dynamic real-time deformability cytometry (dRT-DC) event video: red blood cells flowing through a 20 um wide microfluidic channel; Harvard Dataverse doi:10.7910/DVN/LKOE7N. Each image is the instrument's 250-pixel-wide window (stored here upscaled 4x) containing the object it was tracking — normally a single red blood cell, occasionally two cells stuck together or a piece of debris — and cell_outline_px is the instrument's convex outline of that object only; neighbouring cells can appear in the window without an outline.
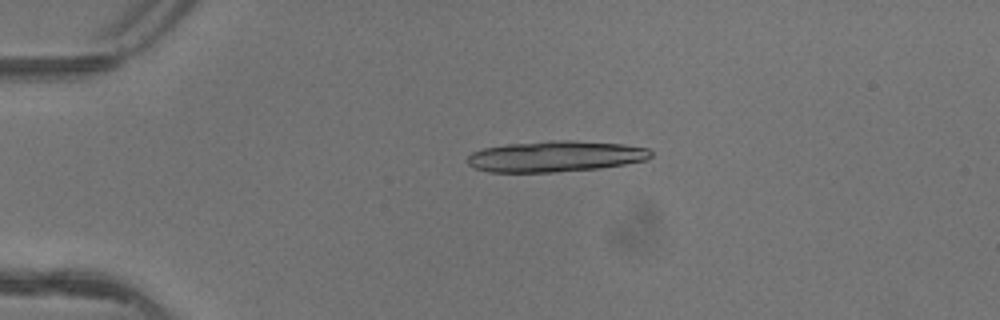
{"species": "common noctule bat (a hibernating species)", "species_latin": "Nyctalus noctula", "temperature_condition": "warm", "stored_images_in_passage": 5, "camera_frame_rate_fps": 3000, "um_per_image_px": 0.085, "animal": {"sex": "female"}, "frame": {"image": 1, "passage_image": 4, "time_ms": 1.0, "image_size_px": [1000, 320], "cell_outline_px": [[652, 156], [644, 160], [624, 164], [600, 168], [556, 172], [488, 172], [476, 168], [468, 164], [468, 156], [472, 152], [484, 148], [508, 144], [552, 140], [572, 140], [624, 144], [648, 148], [652, 152]], "centroid_in_image_um": [47.22, 13.29], "position_along_channel_um": 37.8, "area_um2": 33.06}}